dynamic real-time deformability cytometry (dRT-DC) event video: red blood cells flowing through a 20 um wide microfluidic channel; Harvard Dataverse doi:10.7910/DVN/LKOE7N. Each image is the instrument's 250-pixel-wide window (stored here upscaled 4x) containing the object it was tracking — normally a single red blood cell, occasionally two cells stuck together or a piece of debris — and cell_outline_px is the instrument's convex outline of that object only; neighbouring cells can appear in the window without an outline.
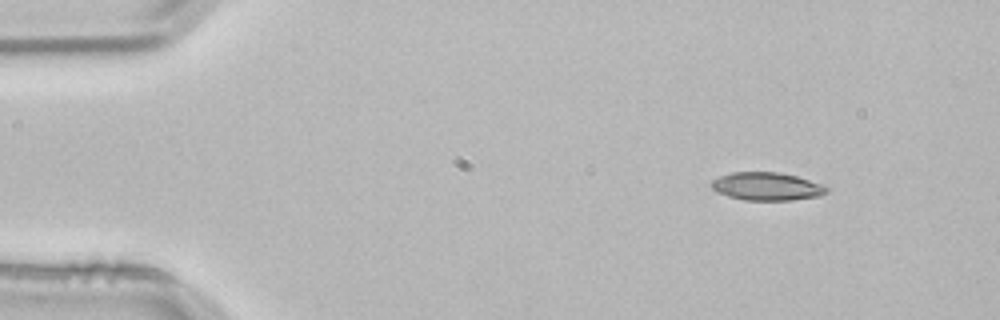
{"species": "common noctule bat (a hibernating species)", "species_latin": "Nyctalus noctula", "temperature_condition": "room temperature", "stored_images_in_passage": 3, "camera_frame_rate_fps": 3000, "um_per_image_px": 0.085, "animal": {"sex": "male", "body_mass_g": 21.5, "forearm_length_mm": 52.0}, "frame": {"image": 1, "passage_image": 1, "time_ms": 0.0, "image_size_px": [1000, 320], "cell_outline_px": [[828, 192], [820, 196], [792, 200], [744, 200], [728, 196], [712, 188], [708, 184], [712, 180], [720, 176], [732, 172], [780, 172], [796, 176], [820, 184], [828, 188]], "centroid_in_image_um": [65.16, 15.84], "position_along_channel_um": 19.8, "area_um2": 18.73}}
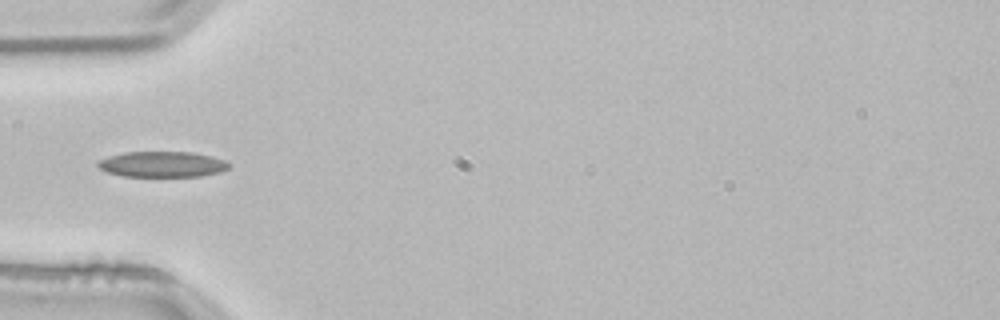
{"frame": {"image": 2, "passage_image": 3, "time_ms": 0.667, "image_size_px": [1000, 320], "cell_outline_px": [[232, 164], [228, 168], [220, 172], [200, 176], [124, 176], [108, 172], [100, 168], [96, 164], [96, 160], [108, 156], [124, 152], [192, 152], [212, 156], [224, 160]], "centroid_in_image_um": [13.79, 13.95], "position_along_channel_um": 71.2, "area_um2": 19.65}}